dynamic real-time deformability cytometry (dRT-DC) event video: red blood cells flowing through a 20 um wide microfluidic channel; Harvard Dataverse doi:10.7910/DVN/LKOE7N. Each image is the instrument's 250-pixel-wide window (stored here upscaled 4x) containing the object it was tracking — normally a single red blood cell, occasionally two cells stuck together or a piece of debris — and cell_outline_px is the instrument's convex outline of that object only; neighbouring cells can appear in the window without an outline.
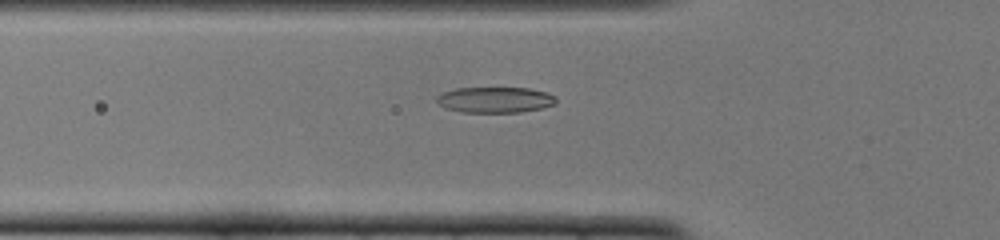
{"species": "common noctule bat (a hibernating species)", "species_latin": "Nyctalus noctula", "temperature_condition": "cold", "stored_images_in_passage": 43, "camera_frame_rate_fps": 3000, "um_per_image_px": 0.085, "animal": {"sex": "female", "body_mass_g": 22.0, "forearm_length_mm": 56.7}, "frame": {"image": 1, "passage_image": 9, "time_ms": 2.667, "image_size_px": [1000, 240], "cell_outline_px": [[556, 104], [544, 108], [520, 112], [460, 112], [448, 108], [440, 104], [436, 100], [436, 96], [444, 92], [456, 88], [528, 88], [548, 92], [556, 96]], "centroid_in_image_um": [42.14, 8.48], "position_along_channel_um": 83.7, "area_um2": 17.98}}
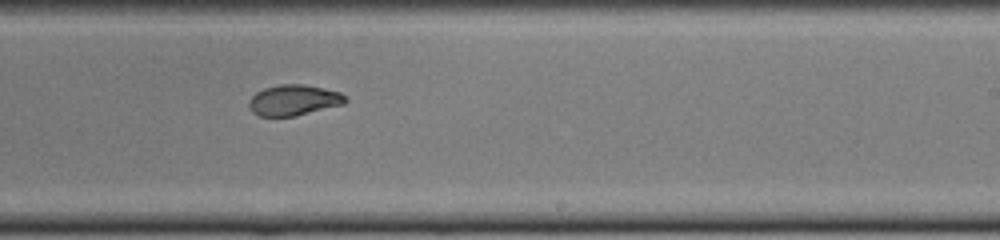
{"frame": {"image": 2, "passage_image": 23, "time_ms": 7.333, "image_size_px": [1000, 240], "cell_outline_px": [[348, 100], [344, 104], [296, 116], [260, 116], [252, 112], [248, 104], [248, 100], [256, 92], [264, 88], [280, 84], [304, 84], [324, 88], [340, 92], [348, 96]], "centroid_in_image_um": [24.99, 8.51], "position_along_channel_um": 264.0, "area_um2": 17.46}}
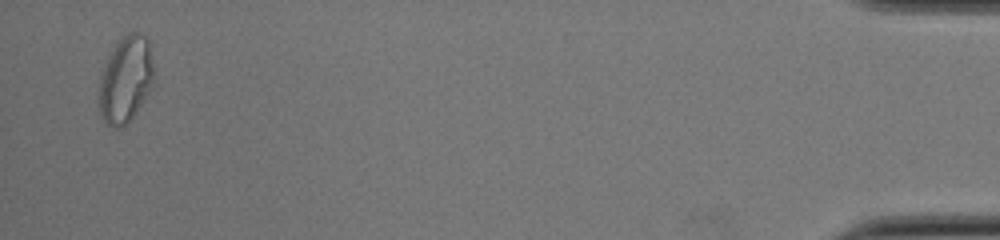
{"frame": {"image": 3, "passage_image": 42, "time_ms": 13.667, "image_size_px": [1000, 240], "cell_outline_px": [[152, 84], [148, 92], [136, 112], [124, 128], [112, 128], [104, 124], [96, 104], [96, 100], [100, 76], [104, 60], [112, 48], [128, 32], [136, 32], [144, 36], [148, 40], [152, 56]], "centroid_in_image_um": [10.6, 6.81], "position_along_channel_um": 424.6, "area_um2": 28.21}, "authors_computed_cell_mechanics": {"area_um2": 17.9758, "velocity_mm_per_s": 3.8692, "shape_relaxation_time_tau1_ms": 6.5831, "shape_relaxation_time_tau2_ms": 1.6633, "deformation_change_tau1": 0.2232, "deformation_change_tau2": 0.0602}}